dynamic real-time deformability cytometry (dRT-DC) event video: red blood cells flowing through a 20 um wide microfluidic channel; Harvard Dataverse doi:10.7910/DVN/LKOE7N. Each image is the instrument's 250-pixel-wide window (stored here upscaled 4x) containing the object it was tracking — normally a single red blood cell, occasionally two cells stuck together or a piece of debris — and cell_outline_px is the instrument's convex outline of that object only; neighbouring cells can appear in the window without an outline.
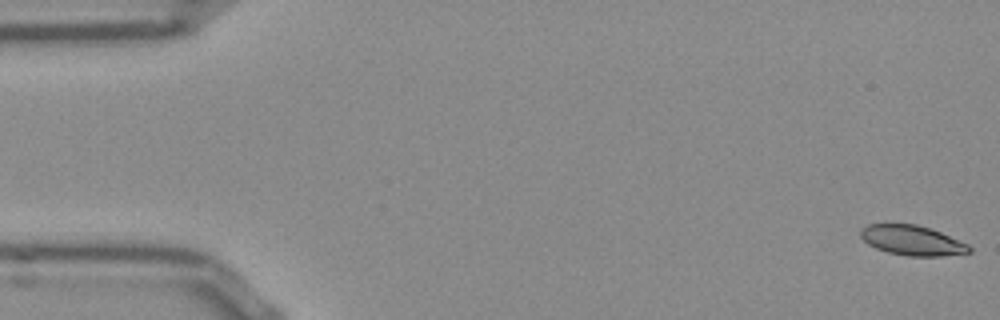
{"species": "Egyptian fruit bat (a non-hibernating species)", "species_latin": "Rousettus aegyptiacus", "temperature_condition": "room temperature", "stored_images_in_passage": 53, "camera_frame_rate_fps": 3000, "um_per_image_px": 0.085, "frame": {"image": 1, "passage_image": 1, "time_ms": 0.0, "image_size_px": [1000, 320], "cell_outline_px": [[972, 252], [940, 256], [908, 256], [888, 252], [876, 248], [868, 244], [860, 236], [860, 228], [868, 224], [916, 224], [940, 232], [968, 244], [972, 248]], "centroid_in_image_um": [77.52, 20.43], "position_along_channel_um": 7.5, "area_um2": 18.84}}
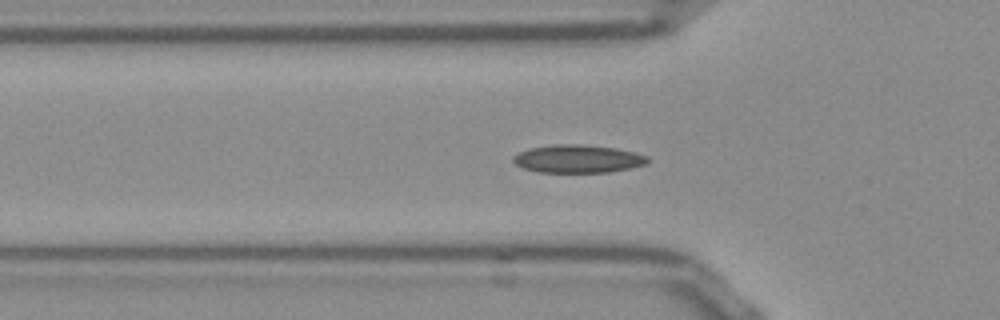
{"frame": {"image": 2, "passage_image": 17, "time_ms": 5.333, "image_size_px": [1000, 320], "cell_outline_px": [[648, 164], [632, 168], [608, 172], [536, 172], [524, 168], [516, 164], [512, 160], [512, 156], [528, 148], [556, 144], [584, 144], [616, 148], [636, 152], [648, 156]], "centroid_in_image_um": [49.14, 13.49], "position_along_channel_um": 76.7, "area_um2": 22.14}}
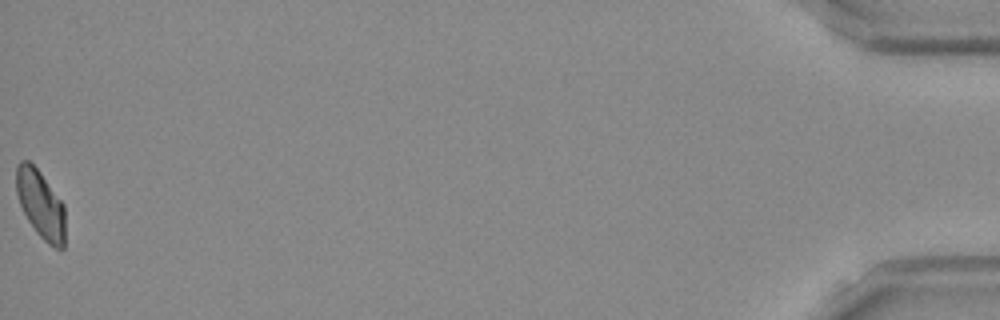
{"frame": {"image": 3, "passage_image": 53, "time_ms": 17.333, "image_size_px": [1000, 320], "cell_outline_px": [[64, 248], [56, 248], [48, 244], [36, 232], [28, 220], [20, 204], [16, 192], [16, 164], [20, 160], [28, 160], [40, 172], [64, 204]], "centroid_in_image_um": [3.44, 17.34], "position_along_channel_um": 431.8, "area_um2": 19.31}, "authors_computed_cell_mechanics": {"area_um2": 20.1144, "velocity_mm_per_s": 3.8303, "shape_relaxation_time_tau1_ms": 5.4557, "shape_relaxation_time_tau2_ms": 3.54, "deformation_change_tau1": 0.1461, "deformation_change_tau2": 0.0745}}